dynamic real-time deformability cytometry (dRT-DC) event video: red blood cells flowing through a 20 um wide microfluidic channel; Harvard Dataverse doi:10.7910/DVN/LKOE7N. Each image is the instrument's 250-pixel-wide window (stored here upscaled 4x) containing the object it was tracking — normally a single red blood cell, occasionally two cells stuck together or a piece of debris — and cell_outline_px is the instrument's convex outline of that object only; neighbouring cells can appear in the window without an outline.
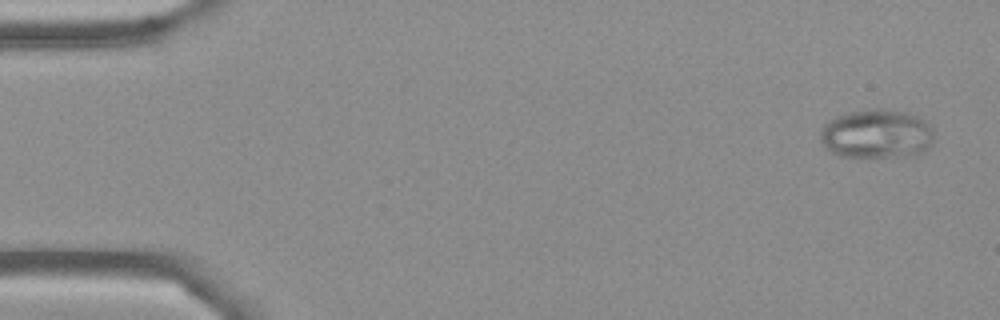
{"species": "Egyptian fruit bat (a non-hibernating species)", "species_latin": "Rousettus aegyptiacus", "temperature_condition": "cold", "stored_images_in_passage": 7, "camera_frame_rate_fps": 3000, "um_per_image_px": 0.085, "frame": {"image": 1, "passage_image": 1, "time_ms": 0.0, "image_size_px": [1000, 320], "cell_outline_px": [[932, 140], [928, 148], [924, 152], [916, 156], [868, 160], [840, 156], [832, 152], [820, 140], [820, 128], [828, 120], [836, 116], [848, 112], [872, 108], [880, 108], [904, 112], [916, 116], [924, 120], [932, 128]], "centroid_in_image_um": [74.5, 11.44], "position_along_channel_um": 10.5, "area_um2": 33.58}}